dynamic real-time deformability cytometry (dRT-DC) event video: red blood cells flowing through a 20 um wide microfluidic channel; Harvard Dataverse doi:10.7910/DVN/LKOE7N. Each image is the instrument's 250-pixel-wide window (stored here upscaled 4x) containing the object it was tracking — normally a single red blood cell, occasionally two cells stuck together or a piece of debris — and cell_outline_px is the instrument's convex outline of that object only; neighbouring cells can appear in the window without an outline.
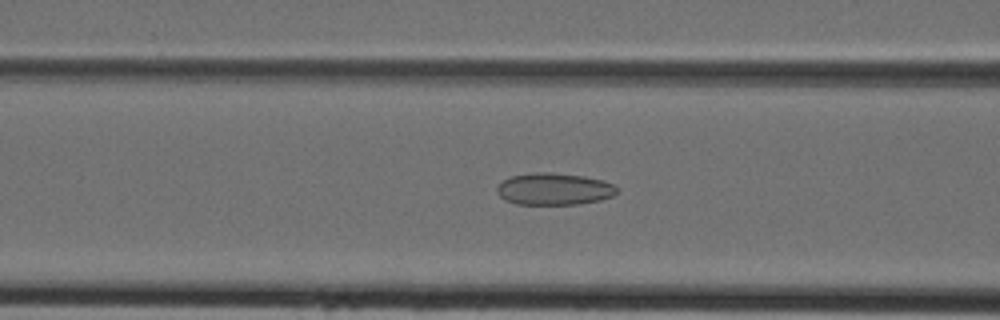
{"species": "Egyptian fruit bat (a non-hibernating species)", "species_latin": "Rousettus aegyptiacus", "temperature_condition": "cold", "stored_images_in_passage": 38, "camera_frame_rate_fps": 3000, "um_per_image_px": 0.085, "animal": {"sex": "female"}, "frame": {"image": 1, "passage_image": 12, "time_ms": 3.667, "image_size_px": [1000, 320], "cell_outline_px": [[616, 192], [612, 196], [600, 200], [580, 204], [516, 204], [504, 200], [496, 192], [496, 188], [504, 180], [512, 176], [536, 172], [552, 172], [584, 176], [604, 180], [616, 184]], "centroid_in_image_um": [47.11, 16.06], "position_along_channel_um": 119.5, "area_um2": 22.43}}
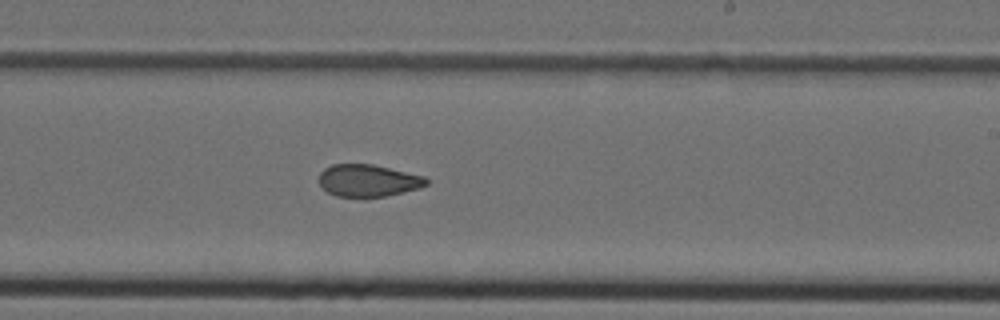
{"frame": {"image": 2, "passage_image": 21, "time_ms": 6.667, "image_size_px": [1000, 320], "cell_outline_px": [[428, 184], [420, 188], [404, 192], [384, 196], [336, 196], [328, 192], [320, 184], [320, 172], [324, 168], [332, 164], [372, 164], [424, 176], [428, 180]], "centroid_in_image_um": [31.3, 15.33], "position_along_channel_um": 257.7, "area_um2": 19.88}}
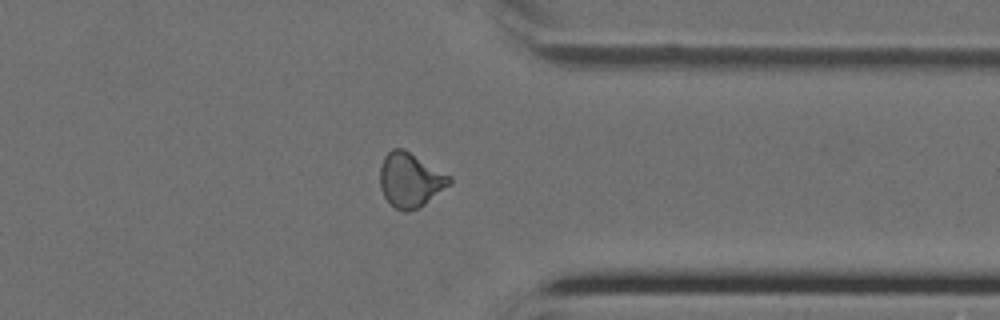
{"frame": {"image": 3, "passage_image": 29, "time_ms": 9.333, "image_size_px": [1000, 320], "cell_outline_px": [[452, 184], [420, 208], [404, 212], [396, 208], [384, 196], [380, 188], [380, 168], [384, 156], [392, 148], [404, 148], [452, 176]], "centroid_in_image_um": [34.9, 15.29], "position_along_channel_um": 376.5, "area_um2": 22.31}}